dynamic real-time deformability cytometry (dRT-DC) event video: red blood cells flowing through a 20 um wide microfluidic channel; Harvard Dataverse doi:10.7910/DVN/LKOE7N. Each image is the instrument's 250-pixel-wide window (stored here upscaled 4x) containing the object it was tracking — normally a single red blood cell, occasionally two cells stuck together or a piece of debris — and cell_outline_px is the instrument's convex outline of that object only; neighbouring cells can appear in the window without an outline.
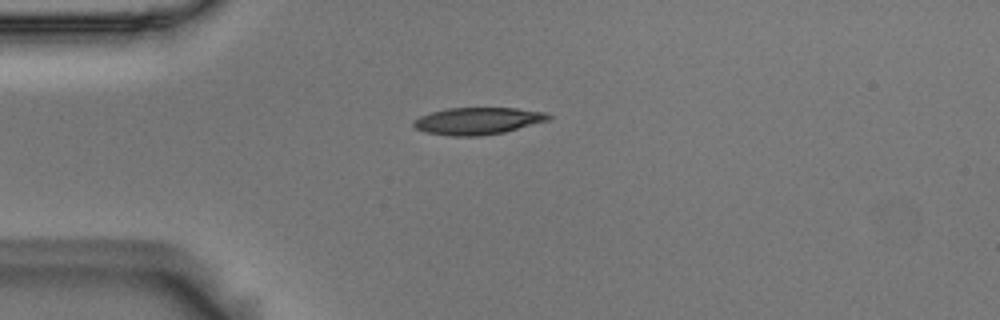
{"species": "Egyptian fruit bat (a non-hibernating species)", "species_latin": "Rousettus aegyptiacus", "temperature_condition": "room temperature", "stored_images_in_passage": 3, "camera_frame_rate_fps": 3000, "um_per_image_px": 0.085, "animal": {"sex": "male"}, "frame": {"image": 1, "passage_image": 1, "time_ms": 0.0, "image_size_px": [1000, 320], "cell_outline_px": [[552, 116], [548, 120], [504, 132], [480, 136], [448, 136], [424, 132], [416, 128], [412, 124], [420, 116], [432, 112], [448, 108], [516, 108], [544, 112]], "centroid_in_image_um": [40.59, 10.28], "position_along_channel_um": 44.4, "area_um2": 21.1}}
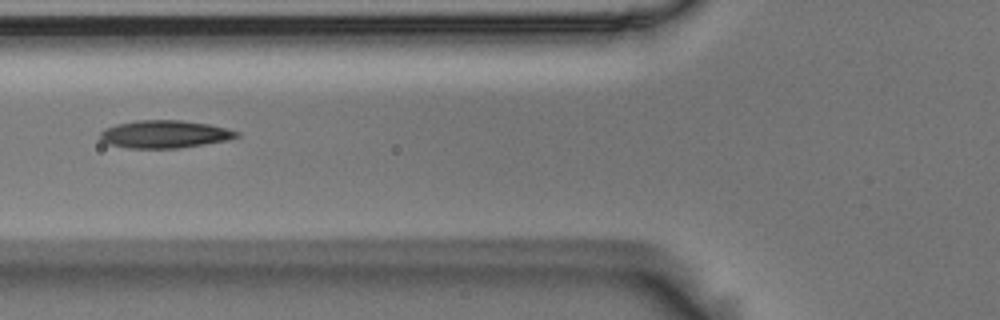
{"frame": {"image": 2, "passage_image": 3, "time_ms": 0.667, "image_size_px": [1000, 320], "cell_outline_px": [[240, 136], [228, 140], [204, 144], [176, 148], [132, 148], [108, 144], [100, 140], [100, 132], [104, 128], [116, 124], [136, 120], [180, 120], [208, 124], [228, 128], [240, 132]], "centroid_in_image_um": [13.99, 11.4], "position_along_channel_um": 111.8, "area_um2": 22.08}}